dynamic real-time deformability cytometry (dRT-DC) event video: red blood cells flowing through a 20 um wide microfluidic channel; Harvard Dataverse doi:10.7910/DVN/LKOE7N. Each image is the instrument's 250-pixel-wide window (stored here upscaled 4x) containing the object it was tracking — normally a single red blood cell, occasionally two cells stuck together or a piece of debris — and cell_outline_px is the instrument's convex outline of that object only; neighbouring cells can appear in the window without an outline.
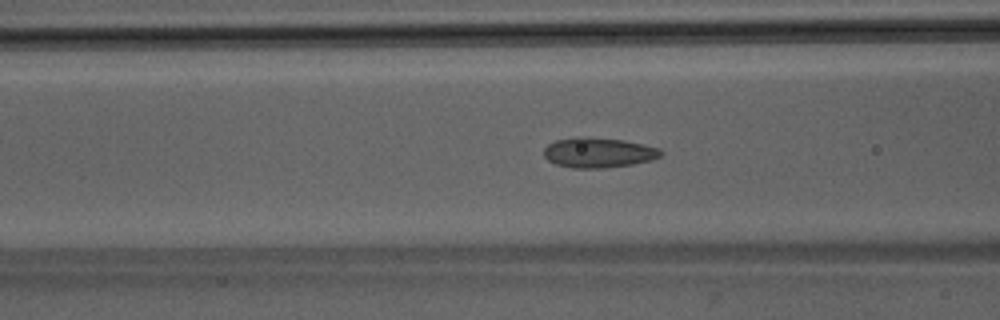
{"species": "Egyptian fruit bat (a non-hibernating species)", "species_latin": "Rousettus aegyptiacus", "temperature_condition": "room temperature", "stored_images_in_passage": 52, "camera_frame_rate_fps": 3000, "um_per_image_px": 0.085, "animal": {"sex": "male"}, "frame": {"image": 1, "passage_image": 21, "time_ms": 6.667, "image_size_px": [1000, 320], "cell_outline_px": [[664, 152], [660, 156], [652, 160], [632, 164], [604, 168], [572, 168], [556, 164], [548, 160], [544, 156], [544, 148], [548, 144], [556, 140], [576, 136], [584, 136], [624, 140], [644, 144], [660, 148]], "centroid_in_image_um": [50.87, 12.96], "position_along_channel_um": 115.7, "area_um2": 20.69}}
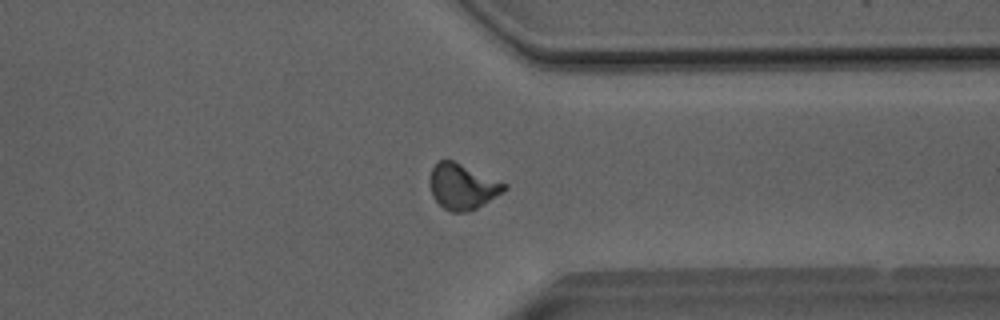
{"frame": {"image": 2, "passage_image": 40, "time_ms": 13.0, "image_size_px": [1000, 320], "cell_outline_px": [[508, 188], [504, 192], [476, 208], [468, 212], [452, 212], [444, 208], [432, 196], [432, 168], [440, 160], [452, 160], [508, 184]], "centroid_in_image_um": [39.36, 15.87], "position_along_channel_um": 372.0, "area_um2": 19.31}}
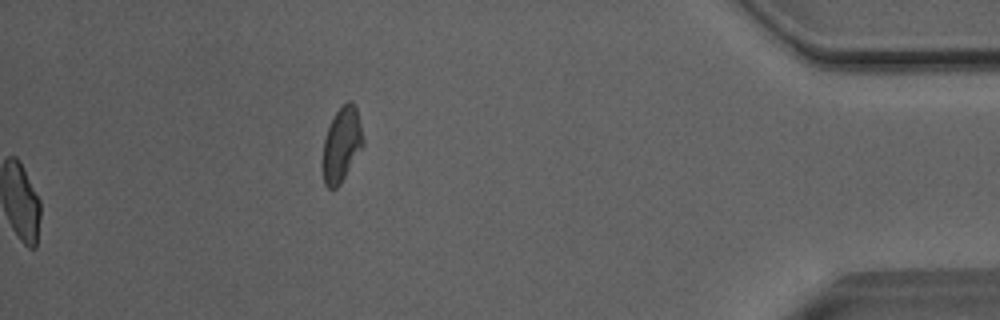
{"frame": {"image": 3, "passage_image": 52, "time_ms": 17.0, "image_size_px": [1000, 320], "cell_outline_px": [[364, 144], [340, 184], [336, 188], [328, 188], [324, 184], [320, 168], [324, 140], [328, 128], [336, 112], [348, 100], [352, 100], [356, 104], [364, 140]], "centroid_in_image_um": [29.01, 12.3], "position_along_channel_um": 406.2, "area_um2": 17.8}, "authors_computed_cell_mechanics": {"area_um2": 19.4208, "velocity_mm_per_s": 4.0805, "shape_relaxation_time_tau1_ms": 6.9915, "shape_relaxation_time_tau2_ms": 1.3337, "deformation_change_tau1": 0.1622, "deformation_change_tau2": 0.0508}}